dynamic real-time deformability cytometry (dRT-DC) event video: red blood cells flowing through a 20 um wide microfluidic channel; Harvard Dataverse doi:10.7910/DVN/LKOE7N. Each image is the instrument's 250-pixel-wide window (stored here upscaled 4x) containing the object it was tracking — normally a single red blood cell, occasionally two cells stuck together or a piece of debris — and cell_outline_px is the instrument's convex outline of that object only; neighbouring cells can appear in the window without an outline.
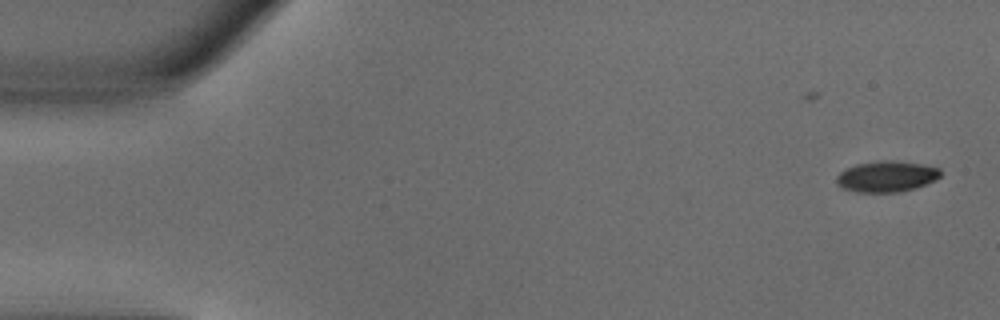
{"species": "common noctule bat (a hibernating species)", "species_latin": "Nyctalus noctula", "temperature_condition": "warm", "stored_images_in_passage": 49, "camera_frame_rate_fps": 3000, "um_per_image_px": 0.085, "animal": {"sex": "male", "body_mass_g": 18.8}, "frame": {"image": 1, "passage_image": 1, "time_ms": 0.0, "image_size_px": [1000, 320], "cell_outline_px": [[940, 176], [924, 184], [900, 192], [856, 192], [844, 188], [836, 184], [836, 176], [840, 172], [856, 164], [884, 160], [920, 164], [940, 168]], "centroid_in_image_um": [75.3, 15.0], "position_along_channel_um": 9.7, "area_um2": 18.32}}
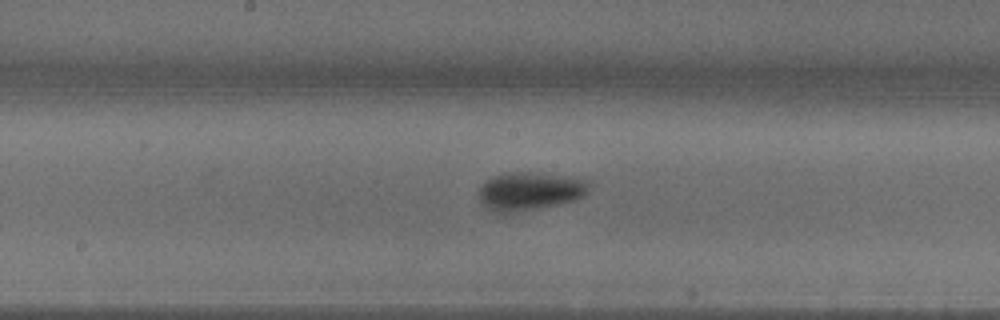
{"frame": {"image": 2, "passage_image": 25, "time_ms": 8.0, "image_size_px": [1000, 320], "cell_outline_px": [[592, 180], [588, 192], [584, 196], [572, 200], [556, 204], [504, 216], [492, 212], [484, 208], [480, 200], [480, 188], [484, 180], [492, 176], [504, 172], [540, 172], [568, 176]], "centroid_in_image_um": [45.0, 16.26], "position_along_channel_um": 203.2, "area_um2": 25.49}}
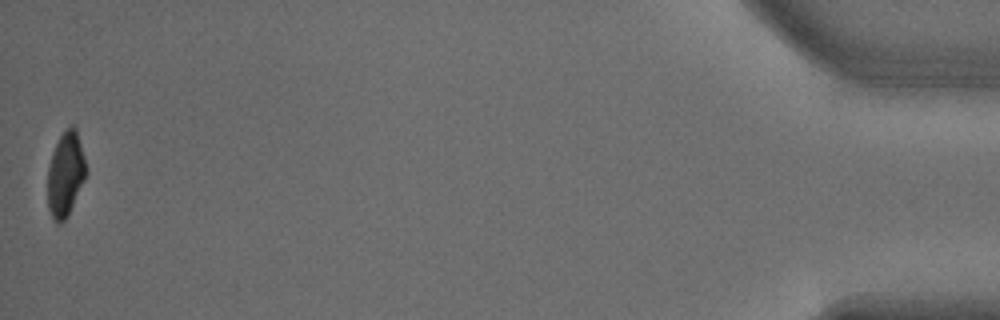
{"frame": {"image": 3, "passage_image": 49, "time_ms": 16.0, "image_size_px": [1000, 320], "cell_outline_px": [[88, 172], [68, 216], [60, 224], [56, 224], [52, 220], [48, 208], [48, 168], [52, 152], [60, 136], [72, 124], [76, 128], [84, 156]], "centroid_in_image_um": [5.57, 14.85], "position_along_channel_um": 429.6, "area_um2": 19.02}, "authors_computed_cell_mechanics": {"area_um2": 21.2704, "velocity_mm_per_s": 4.0292, "shape_relaxation_time_tau1_ms": 2.3555, "shape_relaxation_time_tau2_ms": null, "deformation_change_tau1": 0.1339, "deformation_change_tau2": null}}